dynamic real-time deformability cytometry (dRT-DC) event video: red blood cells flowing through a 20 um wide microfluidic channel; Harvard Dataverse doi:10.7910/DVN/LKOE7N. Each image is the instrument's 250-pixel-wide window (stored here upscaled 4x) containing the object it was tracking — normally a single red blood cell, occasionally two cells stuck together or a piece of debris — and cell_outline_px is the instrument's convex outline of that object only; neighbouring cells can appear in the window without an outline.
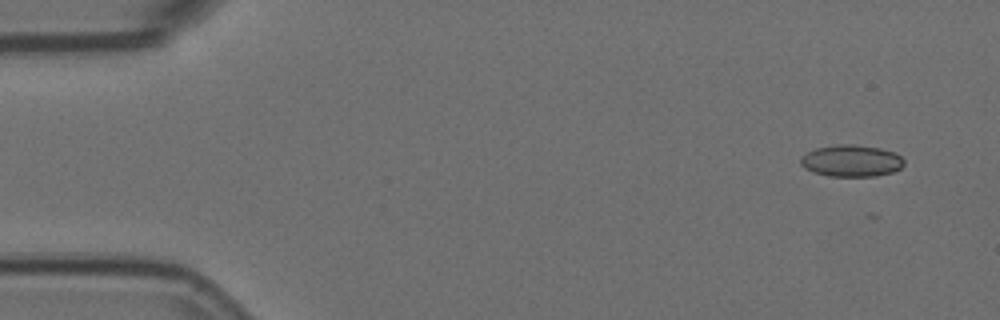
{"species": "Egyptian fruit bat (a non-hibernating species)", "species_latin": "Rousettus aegyptiacus", "temperature_condition": "room temperature", "stored_images_in_passage": 9, "camera_frame_rate_fps": 3000, "um_per_image_px": 0.085, "animal": {"sex": "female"}, "frame": {"image": 1, "passage_image": 1, "time_ms": 0.0, "image_size_px": [1000, 320], "cell_outline_px": [[904, 164], [900, 168], [892, 172], [876, 176], [828, 176], [812, 172], [804, 168], [800, 164], [800, 156], [816, 148], [840, 144], [852, 144], [880, 148], [896, 152], [904, 160]], "centroid_in_image_um": [72.35, 13.67], "position_along_channel_um": 12.6, "area_um2": 19.25}}
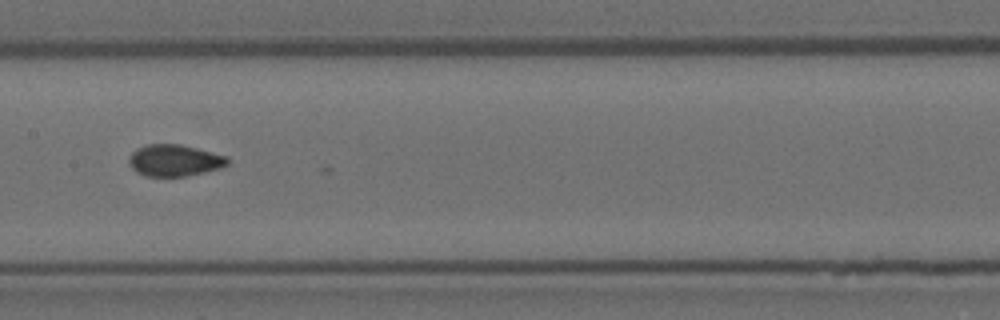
{"frame": {"image": 2, "passage_image": 8, "time_ms": 2.333, "image_size_px": [1000, 320], "cell_outline_px": [[228, 164], [220, 168], [204, 172], [184, 176], [144, 176], [136, 172], [128, 164], [128, 156], [136, 148], [148, 144], [180, 144], [228, 156]], "centroid_in_image_um": [14.79, 13.63], "position_along_channel_um": 192.6, "area_um2": 18.26}}
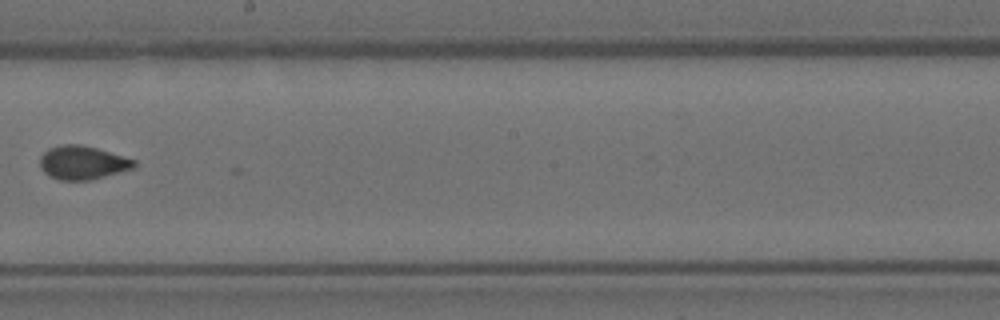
{"frame": {"image": 3, "passage_image": 9, "time_ms": 2.667, "image_size_px": [1000, 320], "cell_outline_px": [[136, 168], [88, 180], [60, 180], [48, 176], [40, 168], [40, 156], [48, 148], [64, 144], [80, 144], [96, 148], [136, 160]], "centroid_in_image_um": [7.0, 13.82], "position_along_channel_um": 241.2, "area_um2": 18.44}}